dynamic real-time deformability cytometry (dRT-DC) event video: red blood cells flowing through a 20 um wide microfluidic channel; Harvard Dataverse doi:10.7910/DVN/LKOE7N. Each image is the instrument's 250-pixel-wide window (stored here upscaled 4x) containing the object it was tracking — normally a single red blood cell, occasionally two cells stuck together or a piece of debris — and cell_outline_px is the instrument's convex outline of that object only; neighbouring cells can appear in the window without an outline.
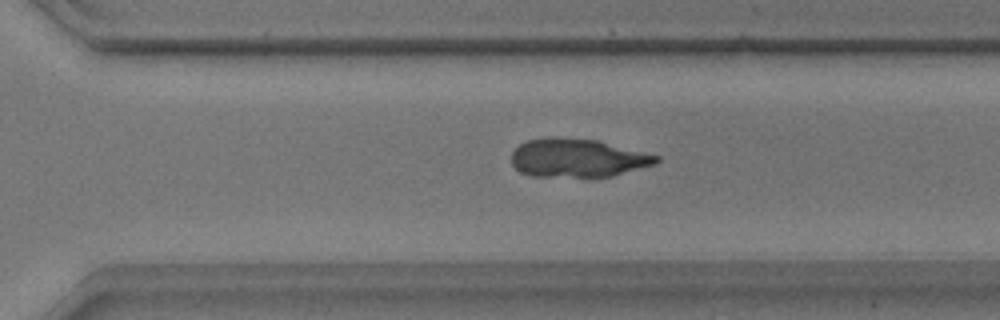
{"species": "common noctule bat (a hibernating species)", "species_latin": "Nyctalus noctula", "temperature_condition": "warm", "stored_images_in_passage": 53, "camera_frame_rate_fps": 3000, "um_per_image_px": 0.085, "animal": {"sex": "male", "body_mass_g": 17.9}, "frame": {"image": 1, "passage_image": 36, "time_ms": 11.667, "image_size_px": [1000, 320], "cell_outline_px": [[660, 160], [656, 164], [612, 176], [532, 176], [520, 172], [512, 164], [512, 152], [520, 144], [528, 140], [548, 136], [552, 136], [596, 140], [660, 156]], "centroid_in_image_um": [49.09, 13.42], "position_along_channel_um": 321.5, "area_um2": 32.31}}
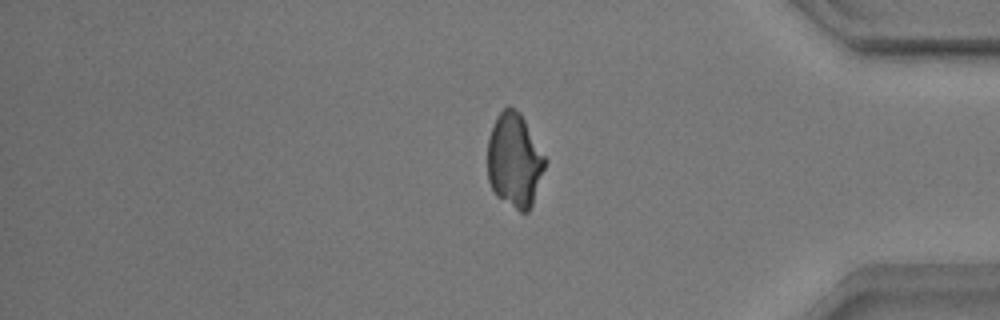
{"frame": {"image": 2, "passage_image": 44, "time_ms": 14.333, "image_size_px": [1000, 320], "cell_outline_px": [[548, 160], [532, 204], [528, 212], [520, 212], [496, 196], [488, 180], [488, 140], [496, 116], [508, 104], [520, 112]], "centroid_in_image_um": [43.74, 13.62], "position_along_channel_um": 391.5, "area_um2": 31.73}}
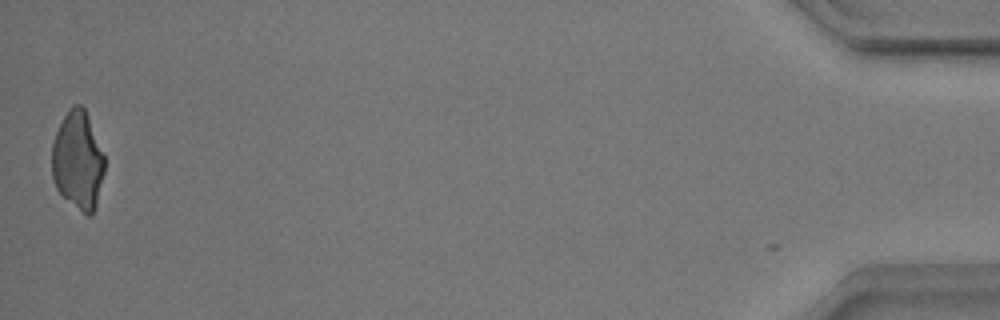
{"frame": {"image": 3, "passage_image": 53, "time_ms": 17.333, "image_size_px": [1000, 320], "cell_outline_px": [[104, 172], [96, 204], [92, 216], [88, 216], [64, 196], [56, 188], [52, 176], [52, 144], [56, 132], [68, 108], [72, 104], [80, 104], [84, 108], [104, 156]], "centroid_in_image_um": [6.61, 13.62], "position_along_channel_um": 428.6, "area_um2": 29.65}}